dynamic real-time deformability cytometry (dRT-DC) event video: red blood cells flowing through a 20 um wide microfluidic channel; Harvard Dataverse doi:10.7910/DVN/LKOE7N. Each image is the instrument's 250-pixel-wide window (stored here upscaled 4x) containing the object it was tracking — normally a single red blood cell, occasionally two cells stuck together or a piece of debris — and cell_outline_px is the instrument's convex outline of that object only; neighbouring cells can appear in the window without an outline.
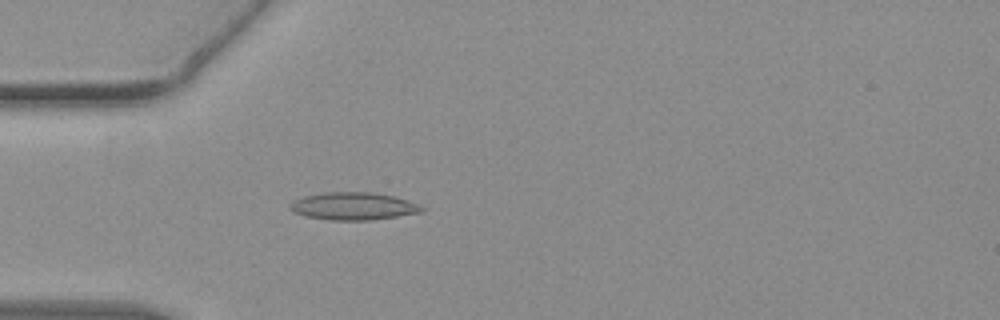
{"species": "common noctule bat (a hibernating species)", "species_latin": "Nyctalus noctula", "temperature_condition": "warm", "stored_images_in_passage": 54, "camera_frame_rate_fps": 3000, "um_per_image_px": 0.085, "animal": {"sex": "female", "body_mass_g": 19.3, "forearm_length_mm": 54.1}, "frame": {"image": 1, "passage_image": 16, "time_ms": 5.0, "image_size_px": [1000, 320], "cell_outline_px": [[424, 212], [372, 220], [328, 220], [308, 216], [296, 212], [288, 208], [288, 204], [292, 200], [304, 196], [324, 192], [372, 192], [392, 196], [408, 200], [420, 204], [424, 208]], "centroid_in_image_um": [30.05, 17.52], "position_along_channel_um": 55.0, "area_um2": 21.27}}
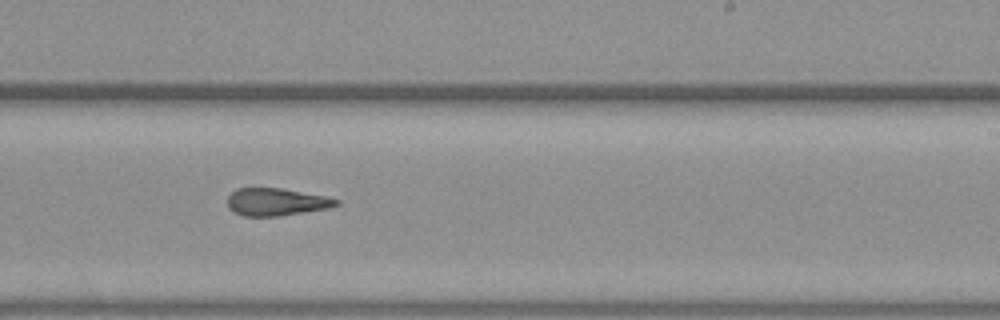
{"frame": {"image": 2, "passage_image": 33, "time_ms": 10.667, "image_size_px": [1000, 320], "cell_outline_px": [[340, 204], [328, 208], [276, 216], [244, 216], [232, 212], [228, 208], [228, 196], [236, 188], [280, 188], [328, 196], [340, 200]], "centroid_in_image_um": [23.48, 17.16], "position_along_channel_um": 265.5, "area_um2": 17.46}}
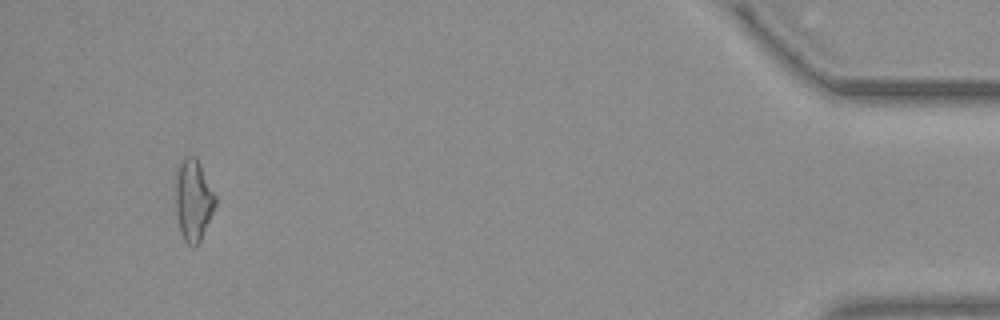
{"frame": {"image": 3, "passage_image": 51, "time_ms": 16.667, "image_size_px": [1000, 320], "cell_outline_px": [[216, 204], [200, 240], [196, 244], [188, 244], [184, 240], [180, 232], [176, 212], [176, 168], [180, 160], [184, 156], [196, 156], [216, 196]], "centroid_in_image_um": [16.41, 16.95], "position_along_channel_um": 418.8, "area_um2": 18.73}, "authors_computed_cell_mechanics": {"area_um2": 18.5538, "velocity_mm_per_s": 3.8345, "shape_relaxation_time_tau1_ms": null, "shape_relaxation_time_tau2_ms": 2.5961, "deformation_change_tau1": null, "deformation_change_tau2": 0.1235}}